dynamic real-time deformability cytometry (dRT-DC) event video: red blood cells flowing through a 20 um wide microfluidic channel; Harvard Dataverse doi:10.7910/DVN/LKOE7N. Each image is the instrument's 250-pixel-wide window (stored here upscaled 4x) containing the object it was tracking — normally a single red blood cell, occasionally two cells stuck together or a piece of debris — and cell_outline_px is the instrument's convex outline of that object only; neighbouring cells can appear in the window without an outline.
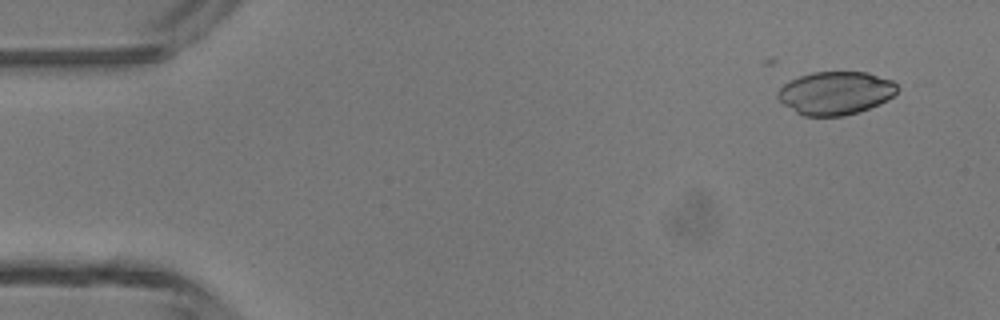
{"species": "common noctule bat (a hibernating species)", "species_latin": "Nyctalus noctula", "temperature_condition": "room temperature", "stored_images_in_passage": 4, "camera_frame_rate_fps": 3000, "um_per_image_px": 0.085, "animal": {"sex": "male", "body_mass_g": 13.3}, "frame": {"image": 1, "passage_image": 1, "time_ms": 0.0, "image_size_px": [1000, 320], "cell_outline_px": [[900, 88], [888, 100], [880, 104], [844, 116], [804, 116], [796, 112], [784, 104], [776, 96], [776, 92], [784, 84], [800, 76], [812, 72], [868, 72], [892, 80]], "centroid_in_image_um": [71.04, 7.9], "position_along_channel_um": 14.0, "area_um2": 30.0}}